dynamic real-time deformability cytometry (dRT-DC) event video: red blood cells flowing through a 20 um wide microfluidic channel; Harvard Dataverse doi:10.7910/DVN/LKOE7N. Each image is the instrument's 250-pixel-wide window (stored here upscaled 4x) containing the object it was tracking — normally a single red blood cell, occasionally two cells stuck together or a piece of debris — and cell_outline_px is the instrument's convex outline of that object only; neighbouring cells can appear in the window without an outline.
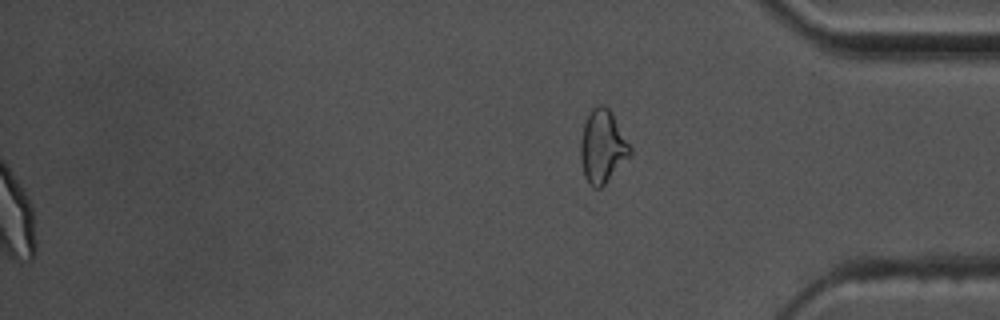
{"species": "common noctule bat (a hibernating species)", "species_latin": "Nyctalus noctula", "temperature_condition": "warm", "stored_images_in_passage": 58, "segment_of_instrument_passage": [2, 2], "camera_frame_rate_fps": 3000, "um_per_image_px": 0.085, "animal": {"sex": "male", "body_mass_g": 17.5, "forearm_length_mm": 52.3}, "frame": {"image": 1, "passage_image": 58, "time_ms": 19.0, "image_size_px": [1000, 320], "cell_outline_px": [[632, 156], [600, 188], [592, 188], [588, 184], [584, 176], [580, 160], [580, 140], [584, 124], [592, 108], [600, 104], [608, 108], [612, 112], [632, 148]], "centroid_in_image_um": [51.22, 12.49], "position_along_channel_um": 384.0, "area_um2": 21.33}}